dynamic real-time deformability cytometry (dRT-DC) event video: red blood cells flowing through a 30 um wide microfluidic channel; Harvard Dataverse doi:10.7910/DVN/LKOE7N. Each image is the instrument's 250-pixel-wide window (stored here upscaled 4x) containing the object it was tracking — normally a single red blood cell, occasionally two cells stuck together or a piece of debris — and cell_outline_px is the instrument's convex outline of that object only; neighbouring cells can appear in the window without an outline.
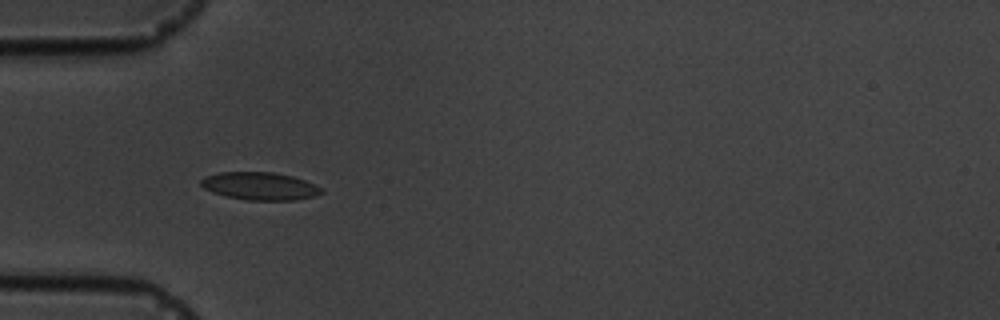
{"species": "common noctule bat (a hibernating species)", "species_latin": "Nyctalus noctula", "temperature_condition": "cold", "stored_images_in_passage": 6, "camera_frame_rate_fps": 3000, "um_per_image_px": 0.085, "animal": {"sex": "male", "body_mass_g": 19.5, "forearm_length_mm": 54.6}, "frame": {"image": 1, "passage_image": 5, "time_ms": 5.333, "image_size_px": [1000, 320], "cell_outline_px": [[324, 192], [316, 196], [296, 200], [248, 200], [224, 196], [212, 192], [204, 188], [200, 184], [200, 180], [204, 176], [220, 172], [272, 172], [292, 176], [304, 180], [324, 188]], "centroid_in_image_um": [22.1, 15.82], "position_along_channel_um": 62.9, "area_um2": 19.65}}
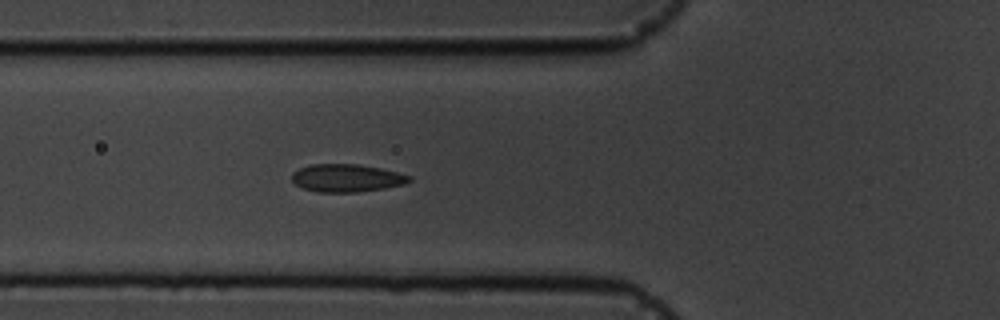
{"frame": {"image": 2, "passage_image": 6, "time_ms": 6.333, "image_size_px": [1000, 320], "cell_outline_px": [[412, 180], [404, 184], [384, 188], [356, 192], [316, 192], [304, 188], [296, 184], [292, 180], [292, 172], [300, 168], [312, 164], [360, 164], [380, 168], [412, 176]], "centroid_in_image_um": [29.47, 15.13], "position_along_channel_um": 96.3, "area_um2": 18.96}}